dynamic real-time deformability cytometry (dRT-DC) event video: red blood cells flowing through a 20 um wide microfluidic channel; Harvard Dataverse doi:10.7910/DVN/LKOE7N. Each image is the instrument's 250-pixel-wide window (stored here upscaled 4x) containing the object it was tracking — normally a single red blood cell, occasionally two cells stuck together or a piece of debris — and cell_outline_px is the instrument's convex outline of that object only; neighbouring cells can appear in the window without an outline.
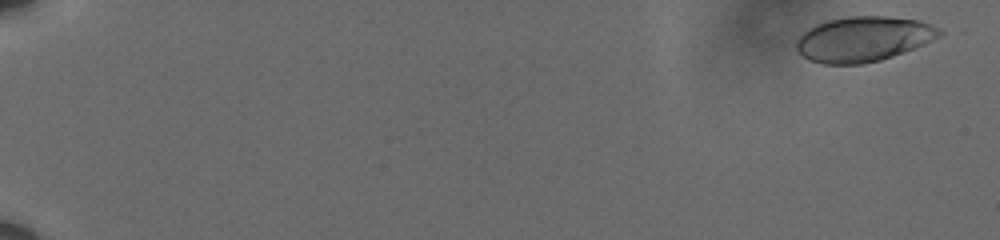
{"species": "human", "species_latin": "Homo sapiens", "temperature_condition": "cold", "stored_images_in_passage": 54, "camera_frame_rate_fps": 3000, "um_per_image_px": 0.085, "donor": {"sex": "male"}, "frame": {"image": 1, "passage_image": 2, "time_ms": 0.333, "image_size_px": [1000, 240], "cell_outline_px": [[944, 32], [940, 36], [916, 48], [880, 60], [864, 64], [824, 64], [808, 60], [796, 48], [796, 40], [808, 28], [816, 24], [828, 20], [848, 16], [888, 16], [920, 20]], "centroid_in_image_um": [73.38, 3.32], "position_along_channel_um": 11.6, "area_um2": 37.57}}
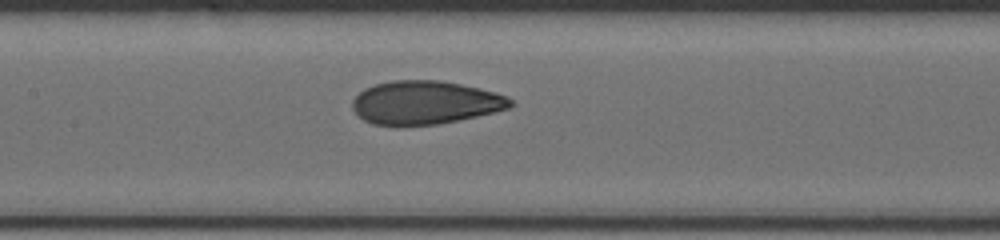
{"frame": {"image": 2, "passage_image": 29, "time_ms": 9.333, "image_size_px": [1000, 240], "cell_outline_px": [[516, 104], [508, 108], [476, 116], [436, 124], [372, 124], [364, 120], [352, 108], [352, 100], [364, 88], [376, 84], [392, 80], [440, 80], [480, 88], [496, 92], [508, 96]], "centroid_in_image_um": [36.16, 8.69], "position_along_channel_um": 171.2, "area_um2": 39.54}}
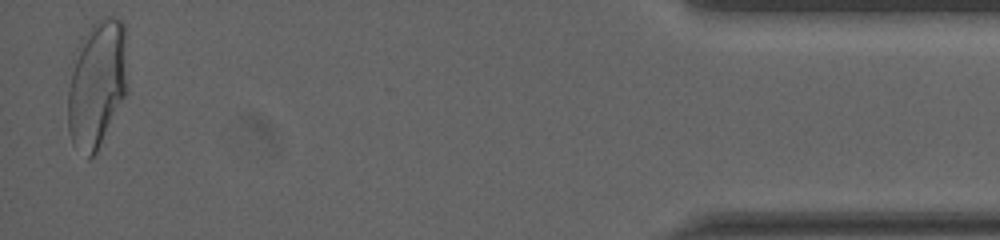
{"frame": {"image": 3, "passage_image": 54, "time_ms": 17.667, "image_size_px": [1000, 240], "cell_outline_px": [[128, 88], [96, 152], [88, 160], [72, 144], [68, 132], [68, 64], [88, 28], [96, 20], [104, 16], [116, 16], [124, 24]], "centroid_in_image_um": [8.2, 7.09], "position_along_channel_um": 427.0, "area_um2": 45.08}, "authors_computed_cell_mechanics": {"area_um2": 39.5063, "velocity_mm_per_s": 3.6157, "shape_relaxation_time_tau1_ms": 4.9647, "shape_relaxation_time_tau2_ms": 0.8831, "deformation_change_tau1": 0.1604, "deformation_change_tau2": 0.0682}}